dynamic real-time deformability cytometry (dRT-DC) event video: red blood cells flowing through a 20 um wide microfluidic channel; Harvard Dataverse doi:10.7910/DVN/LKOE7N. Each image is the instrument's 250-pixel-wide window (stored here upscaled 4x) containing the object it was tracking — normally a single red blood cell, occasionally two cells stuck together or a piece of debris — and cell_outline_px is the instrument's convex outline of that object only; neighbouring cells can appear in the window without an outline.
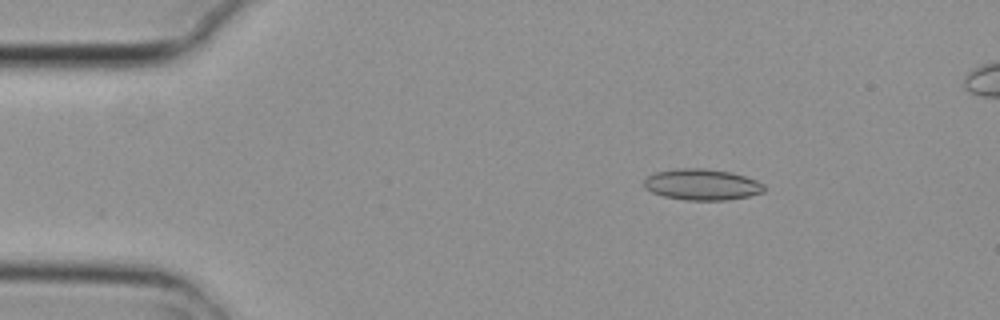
{"species": "common noctule bat (a hibernating species)", "species_latin": "Nyctalus noctula", "temperature_condition": "cold", "stored_images_in_passage": 5, "camera_frame_rate_fps": 3000, "um_per_image_px": 0.085, "animal": {"sex": "female", "body_mass_g": 29.2, "forearm_length_mm": 56.3}, "frame": {"image": 1, "passage_image": 3, "time_ms": 0.667, "image_size_px": [1000, 320], "cell_outline_px": [[764, 192], [748, 196], [728, 200], [684, 200], [664, 196], [652, 192], [644, 188], [644, 180], [648, 176], [656, 172], [676, 168], [704, 168], [732, 172], [756, 180], [764, 184]], "centroid_in_image_um": [59.66, 15.68], "position_along_channel_um": 25.3, "area_um2": 21.85}}